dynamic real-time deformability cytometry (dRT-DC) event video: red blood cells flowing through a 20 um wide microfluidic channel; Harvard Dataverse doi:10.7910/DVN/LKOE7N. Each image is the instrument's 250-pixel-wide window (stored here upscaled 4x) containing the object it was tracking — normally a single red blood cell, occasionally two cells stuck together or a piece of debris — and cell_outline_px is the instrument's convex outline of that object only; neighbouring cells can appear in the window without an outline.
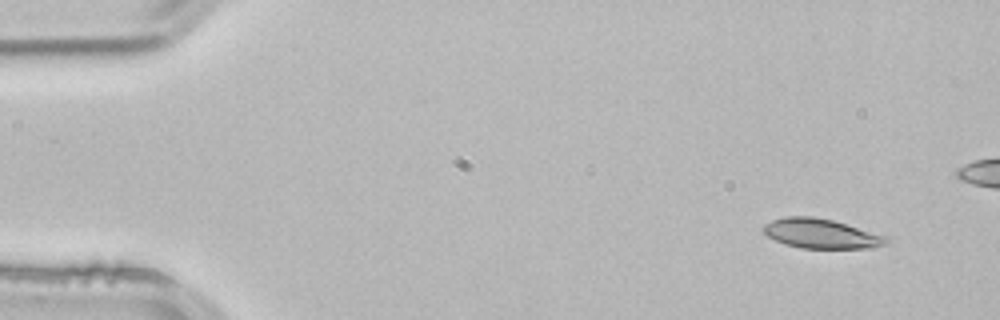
{"species": "common noctule bat (a hibernating species)", "species_latin": "Nyctalus noctula", "temperature_condition": "room temperature", "stored_images_in_passage": 4, "camera_frame_rate_fps": 3000, "um_per_image_px": 0.085, "animal": {"sex": "male", "body_mass_g": 21.5, "forearm_length_mm": 52.0}, "frame": {"image": 1, "passage_image": 1, "time_ms": 0.0, "image_size_px": [1000, 320], "cell_outline_px": [[892, 240], [888, 244], [872, 248], [800, 248], [784, 244], [768, 236], [760, 228], [764, 224], [772, 220], [784, 216], [812, 216], [832, 220], [888, 236]], "centroid_in_image_um": [69.82, 19.86], "position_along_channel_um": 15.2, "area_um2": 21.44}}